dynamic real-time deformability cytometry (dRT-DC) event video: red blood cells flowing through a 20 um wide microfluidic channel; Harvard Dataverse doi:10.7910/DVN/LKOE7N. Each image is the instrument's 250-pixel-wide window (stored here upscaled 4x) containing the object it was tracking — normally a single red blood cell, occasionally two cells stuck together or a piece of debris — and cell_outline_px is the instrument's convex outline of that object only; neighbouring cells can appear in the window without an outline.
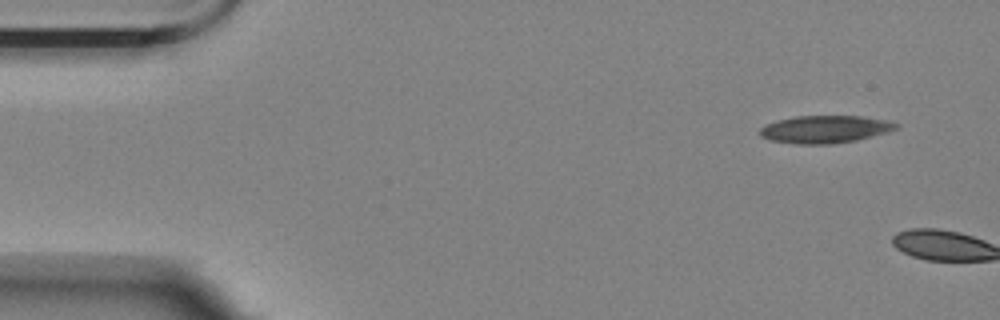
{"species": "Egyptian fruit bat (a non-hibernating species)", "species_latin": "Rousettus aegyptiacus", "temperature_condition": "room temperature", "stored_images_in_passage": 3, "camera_frame_rate_fps": 3000, "um_per_image_px": 0.085, "animal": {"sex": "female"}, "frame": {"image": 1, "passage_image": 1, "time_ms": 0.0, "image_size_px": [1000, 320], "cell_outline_px": [[900, 124], [896, 128], [888, 132], [856, 140], [832, 144], [796, 144], [772, 140], [760, 136], [760, 128], [776, 120], [796, 116], [864, 116], [888, 120]], "centroid_in_image_um": [70.15, 10.98], "position_along_channel_um": 14.8, "area_um2": 21.85}}